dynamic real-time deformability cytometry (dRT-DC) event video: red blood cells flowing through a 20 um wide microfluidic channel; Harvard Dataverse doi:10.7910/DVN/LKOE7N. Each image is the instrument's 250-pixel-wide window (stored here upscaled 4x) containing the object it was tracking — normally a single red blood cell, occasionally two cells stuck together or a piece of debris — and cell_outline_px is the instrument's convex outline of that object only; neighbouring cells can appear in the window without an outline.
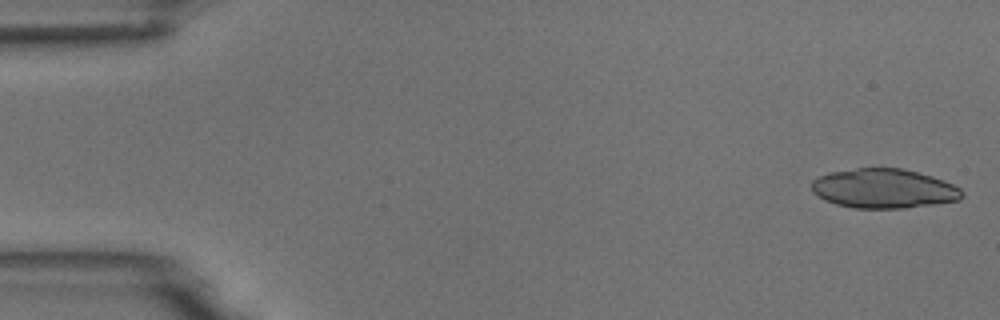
{"species": "common noctule bat (a hibernating species)", "species_latin": "Nyctalus noctula", "temperature_condition": "room temperature", "stored_images_in_passage": 2, "camera_frame_rate_fps": 3000, "um_per_image_px": 0.085, "animal": {"sex": "male", "body_mass_g": 18.8}, "frame": {"image": 1, "passage_image": 2, "time_ms": 1.333, "image_size_px": [1000, 320], "cell_outline_px": [[964, 196], [960, 200], [904, 208], [852, 208], [836, 204], [824, 200], [812, 192], [812, 180], [820, 176], [832, 172], [856, 168], [900, 168], [932, 176], [944, 180], [960, 188], [964, 192]], "centroid_in_image_um": [75.13, 16.03], "position_along_channel_um": 9.9, "area_um2": 34.51}}